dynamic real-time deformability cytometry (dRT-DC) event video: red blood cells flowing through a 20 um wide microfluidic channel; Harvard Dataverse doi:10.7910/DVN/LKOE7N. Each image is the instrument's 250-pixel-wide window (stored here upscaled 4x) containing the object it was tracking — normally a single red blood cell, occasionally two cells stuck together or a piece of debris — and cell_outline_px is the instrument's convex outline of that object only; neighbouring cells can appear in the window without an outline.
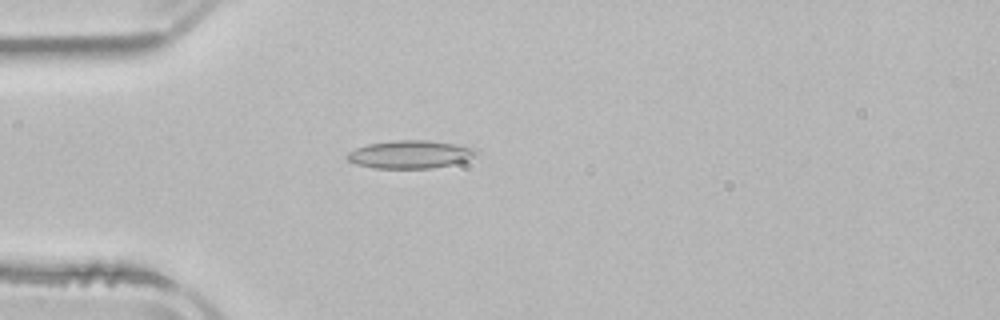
{"species": "common noctule bat (a hibernating species)", "species_latin": "Nyctalus noctula", "temperature_condition": "room temperature", "stored_images_in_passage": 3, "camera_frame_rate_fps": 3000, "um_per_image_px": 0.085, "animal": {"sex": "male", "body_mass_g": 21.5, "forearm_length_mm": 52.0}, "frame": {"image": 1, "passage_image": 3, "time_ms": 2.667, "image_size_px": [1000, 320], "cell_outline_px": [[480, 152], [468, 160], [428, 168], [376, 168], [356, 164], [348, 160], [344, 156], [348, 152], [356, 148], [368, 144], [396, 140], [428, 140], [456, 144], [480, 148]], "centroid_in_image_um": [34.89, 13.11], "position_along_channel_um": 50.1, "area_um2": 21.04}}